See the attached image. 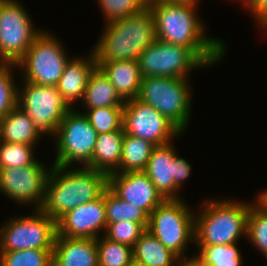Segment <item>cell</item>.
I'll return each mask as SVG.
<instances>
[{"label": "cell", "mask_w": 267, "mask_h": 266, "mask_svg": "<svg viewBox=\"0 0 267 266\" xmlns=\"http://www.w3.org/2000/svg\"><path fill=\"white\" fill-rule=\"evenodd\" d=\"M98 266H129L133 260V247L114 242L104 235L96 239Z\"/></svg>", "instance_id": "cell-29"}, {"label": "cell", "mask_w": 267, "mask_h": 266, "mask_svg": "<svg viewBox=\"0 0 267 266\" xmlns=\"http://www.w3.org/2000/svg\"><path fill=\"white\" fill-rule=\"evenodd\" d=\"M154 147L147 140L124 134L120 165L115 172H144Z\"/></svg>", "instance_id": "cell-25"}, {"label": "cell", "mask_w": 267, "mask_h": 266, "mask_svg": "<svg viewBox=\"0 0 267 266\" xmlns=\"http://www.w3.org/2000/svg\"><path fill=\"white\" fill-rule=\"evenodd\" d=\"M43 135L19 106L0 119V141L35 146Z\"/></svg>", "instance_id": "cell-21"}, {"label": "cell", "mask_w": 267, "mask_h": 266, "mask_svg": "<svg viewBox=\"0 0 267 266\" xmlns=\"http://www.w3.org/2000/svg\"><path fill=\"white\" fill-rule=\"evenodd\" d=\"M250 203L219 198L205 200L200 205L202 209L195 213L194 244L208 246L238 243L241 236H247V218L254 201Z\"/></svg>", "instance_id": "cell-4"}, {"label": "cell", "mask_w": 267, "mask_h": 266, "mask_svg": "<svg viewBox=\"0 0 267 266\" xmlns=\"http://www.w3.org/2000/svg\"><path fill=\"white\" fill-rule=\"evenodd\" d=\"M254 17L255 22L259 25L267 17V0H242Z\"/></svg>", "instance_id": "cell-37"}, {"label": "cell", "mask_w": 267, "mask_h": 266, "mask_svg": "<svg viewBox=\"0 0 267 266\" xmlns=\"http://www.w3.org/2000/svg\"><path fill=\"white\" fill-rule=\"evenodd\" d=\"M183 199H166L149 215L147 231L180 258L195 242V213Z\"/></svg>", "instance_id": "cell-6"}, {"label": "cell", "mask_w": 267, "mask_h": 266, "mask_svg": "<svg viewBox=\"0 0 267 266\" xmlns=\"http://www.w3.org/2000/svg\"><path fill=\"white\" fill-rule=\"evenodd\" d=\"M62 44L57 37L42 31L17 63V68L24 73L23 81L57 86L70 60Z\"/></svg>", "instance_id": "cell-7"}, {"label": "cell", "mask_w": 267, "mask_h": 266, "mask_svg": "<svg viewBox=\"0 0 267 266\" xmlns=\"http://www.w3.org/2000/svg\"><path fill=\"white\" fill-rule=\"evenodd\" d=\"M133 259L147 266H178L180 257L146 230L133 246Z\"/></svg>", "instance_id": "cell-24"}, {"label": "cell", "mask_w": 267, "mask_h": 266, "mask_svg": "<svg viewBox=\"0 0 267 266\" xmlns=\"http://www.w3.org/2000/svg\"><path fill=\"white\" fill-rule=\"evenodd\" d=\"M96 64L124 101L137 98L143 79L138 61H96Z\"/></svg>", "instance_id": "cell-20"}, {"label": "cell", "mask_w": 267, "mask_h": 266, "mask_svg": "<svg viewBox=\"0 0 267 266\" xmlns=\"http://www.w3.org/2000/svg\"><path fill=\"white\" fill-rule=\"evenodd\" d=\"M36 146L0 141V169L31 165L35 160Z\"/></svg>", "instance_id": "cell-32"}, {"label": "cell", "mask_w": 267, "mask_h": 266, "mask_svg": "<svg viewBox=\"0 0 267 266\" xmlns=\"http://www.w3.org/2000/svg\"><path fill=\"white\" fill-rule=\"evenodd\" d=\"M85 109L124 107L125 101L117 93L104 73L96 67L90 74L82 100Z\"/></svg>", "instance_id": "cell-23"}, {"label": "cell", "mask_w": 267, "mask_h": 266, "mask_svg": "<svg viewBox=\"0 0 267 266\" xmlns=\"http://www.w3.org/2000/svg\"><path fill=\"white\" fill-rule=\"evenodd\" d=\"M199 2L149 0L148 8L155 20L158 40L191 48L208 66L224 56L223 40L206 36L205 25L199 19L196 6Z\"/></svg>", "instance_id": "cell-1"}, {"label": "cell", "mask_w": 267, "mask_h": 266, "mask_svg": "<svg viewBox=\"0 0 267 266\" xmlns=\"http://www.w3.org/2000/svg\"><path fill=\"white\" fill-rule=\"evenodd\" d=\"M124 131L98 134L91 160L84 166L106 173H114L120 165Z\"/></svg>", "instance_id": "cell-22"}, {"label": "cell", "mask_w": 267, "mask_h": 266, "mask_svg": "<svg viewBox=\"0 0 267 266\" xmlns=\"http://www.w3.org/2000/svg\"><path fill=\"white\" fill-rule=\"evenodd\" d=\"M5 63L0 59V68L4 65Z\"/></svg>", "instance_id": "cell-43"}, {"label": "cell", "mask_w": 267, "mask_h": 266, "mask_svg": "<svg viewBox=\"0 0 267 266\" xmlns=\"http://www.w3.org/2000/svg\"><path fill=\"white\" fill-rule=\"evenodd\" d=\"M84 115L98 134L123 131V107L88 109Z\"/></svg>", "instance_id": "cell-30"}, {"label": "cell", "mask_w": 267, "mask_h": 266, "mask_svg": "<svg viewBox=\"0 0 267 266\" xmlns=\"http://www.w3.org/2000/svg\"><path fill=\"white\" fill-rule=\"evenodd\" d=\"M147 227L148 223H135L132 221L107 223L104 236L111 241L133 247L140 236L147 230Z\"/></svg>", "instance_id": "cell-34"}, {"label": "cell", "mask_w": 267, "mask_h": 266, "mask_svg": "<svg viewBox=\"0 0 267 266\" xmlns=\"http://www.w3.org/2000/svg\"><path fill=\"white\" fill-rule=\"evenodd\" d=\"M188 81L185 78L143 77L137 99L151 105L183 133L189 124L192 107Z\"/></svg>", "instance_id": "cell-5"}, {"label": "cell", "mask_w": 267, "mask_h": 266, "mask_svg": "<svg viewBox=\"0 0 267 266\" xmlns=\"http://www.w3.org/2000/svg\"><path fill=\"white\" fill-rule=\"evenodd\" d=\"M17 64H4L0 68V119L17 106L18 86L12 76Z\"/></svg>", "instance_id": "cell-35"}, {"label": "cell", "mask_w": 267, "mask_h": 266, "mask_svg": "<svg viewBox=\"0 0 267 266\" xmlns=\"http://www.w3.org/2000/svg\"><path fill=\"white\" fill-rule=\"evenodd\" d=\"M30 18L20 1L0 0V59L5 64H17L43 31Z\"/></svg>", "instance_id": "cell-10"}, {"label": "cell", "mask_w": 267, "mask_h": 266, "mask_svg": "<svg viewBox=\"0 0 267 266\" xmlns=\"http://www.w3.org/2000/svg\"><path fill=\"white\" fill-rule=\"evenodd\" d=\"M201 0H193V2H199L200 3Z\"/></svg>", "instance_id": "cell-44"}, {"label": "cell", "mask_w": 267, "mask_h": 266, "mask_svg": "<svg viewBox=\"0 0 267 266\" xmlns=\"http://www.w3.org/2000/svg\"><path fill=\"white\" fill-rule=\"evenodd\" d=\"M157 40L155 20L149 8L105 24L93 47L96 61L134 60Z\"/></svg>", "instance_id": "cell-3"}, {"label": "cell", "mask_w": 267, "mask_h": 266, "mask_svg": "<svg viewBox=\"0 0 267 266\" xmlns=\"http://www.w3.org/2000/svg\"><path fill=\"white\" fill-rule=\"evenodd\" d=\"M54 137L57 140L56 158L52 165L82 164L83 167L91 160L98 133L84 113L77 112L73 107L63 118Z\"/></svg>", "instance_id": "cell-8"}, {"label": "cell", "mask_w": 267, "mask_h": 266, "mask_svg": "<svg viewBox=\"0 0 267 266\" xmlns=\"http://www.w3.org/2000/svg\"><path fill=\"white\" fill-rule=\"evenodd\" d=\"M56 227L57 236L97 239L104 235L107 228L104 193L67 212L56 222Z\"/></svg>", "instance_id": "cell-15"}, {"label": "cell", "mask_w": 267, "mask_h": 266, "mask_svg": "<svg viewBox=\"0 0 267 266\" xmlns=\"http://www.w3.org/2000/svg\"><path fill=\"white\" fill-rule=\"evenodd\" d=\"M53 250L29 249L0 252V266H52Z\"/></svg>", "instance_id": "cell-31"}, {"label": "cell", "mask_w": 267, "mask_h": 266, "mask_svg": "<svg viewBox=\"0 0 267 266\" xmlns=\"http://www.w3.org/2000/svg\"><path fill=\"white\" fill-rule=\"evenodd\" d=\"M261 29L265 30V33L267 32V17L258 25Z\"/></svg>", "instance_id": "cell-40"}, {"label": "cell", "mask_w": 267, "mask_h": 266, "mask_svg": "<svg viewBox=\"0 0 267 266\" xmlns=\"http://www.w3.org/2000/svg\"><path fill=\"white\" fill-rule=\"evenodd\" d=\"M0 226V252L29 249L53 250L56 221L35 209L33 215L8 219Z\"/></svg>", "instance_id": "cell-9"}, {"label": "cell", "mask_w": 267, "mask_h": 266, "mask_svg": "<svg viewBox=\"0 0 267 266\" xmlns=\"http://www.w3.org/2000/svg\"><path fill=\"white\" fill-rule=\"evenodd\" d=\"M122 128L124 134L147 140L155 146L168 144L182 133L160 112L137 98L125 101Z\"/></svg>", "instance_id": "cell-13"}, {"label": "cell", "mask_w": 267, "mask_h": 266, "mask_svg": "<svg viewBox=\"0 0 267 266\" xmlns=\"http://www.w3.org/2000/svg\"><path fill=\"white\" fill-rule=\"evenodd\" d=\"M108 188L121 200L139 207L148 215L165 200L144 172L111 173Z\"/></svg>", "instance_id": "cell-16"}, {"label": "cell", "mask_w": 267, "mask_h": 266, "mask_svg": "<svg viewBox=\"0 0 267 266\" xmlns=\"http://www.w3.org/2000/svg\"><path fill=\"white\" fill-rule=\"evenodd\" d=\"M129 266H147V265L146 264H143V263H140V262H138V261H136V260L133 259L130 262Z\"/></svg>", "instance_id": "cell-41"}, {"label": "cell", "mask_w": 267, "mask_h": 266, "mask_svg": "<svg viewBox=\"0 0 267 266\" xmlns=\"http://www.w3.org/2000/svg\"><path fill=\"white\" fill-rule=\"evenodd\" d=\"M37 159L23 167L0 169V192L18 204L31 203L37 209L51 169Z\"/></svg>", "instance_id": "cell-14"}, {"label": "cell", "mask_w": 267, "mask_h": 266, "mask_svg": "<svg viewBox=\"0 0 267 266\" xmlns=\"http://www.w3.org/2000/svg\"><path fill=\"white\" fill-rule=\"evenodd\" d=\"M237 243L198 247L197 258L207 266H242V256Z\"/></svg>", "instance_id": "cell-27"}, {"label": "cell", "mask_w": 267, "mask_h": 266, "mask_svg": "<svg viewBox=\"0 0 267 266\" xmlns=\"http://www.w3.org/2000/svg\"><path fill=\"white\" fill-rule=\"evenodd\" d=\"M89 55L87 58H70L57 84L58 91L71 108L73 102L83 100L89 76L97 67L94 51L91 50Z\"/></svg>", "instance_id": "cell-19"}, {"label": "cell", "mask_w": 267, "mask_h": 266, "mask_svg": "<svg viewBox=\"0 0 267 266\" xmlns=\"http://www.w3.org/2000/svg\"><path fill=\"white\" fill-rule=\"evenodd\" d=\"M192 171L191 164L184 158L178 156V153L175 155V199H182L177 193L181 189L184 180H186Z\"/></svg>", "instance_id": "cell-36"}, {"label": "cell", "mask_w": 267, "mask_h": 266, "mask_svg": "<svg viewBox=\"0 0 267 266\" xmlns=\"http://www.w3.org/2000/svg\"><path fill=\"white\" fill-rule=\"evenodd\" d=\"M142 77L185 78L190 71L209 67L191 48L156 40L138 58Z\"/></svg>", "instance_id": "cell-12"}, {"label": "cell", "mask_w": 267, "mask_h": 266, "mask_svg": "<svg viewBox=\"0 0 267 266\" xmlns=\"http://www.w3.org/2000/svg\"><path fill=\"white\" fill-rule=\"evenodd\" d=\"M107 188L106 173L84 166L53 165L37 210L57 222L72 209L101 196Z\"/></svg>", "instance_id": "cell-2"}, {"label": "cell", "mask_w": 267, "mask_h": 266, "mask_svg": "<svg viewBox=\"0 0 267 266\" xmlns=\"http://www.w3.org/2000/svg\"><path fill=\"white\" fill-rule=\"evenodd\" d=\"M172 142L155 146L144 173L149 177L157 191L166 199H175V155Z\"/></svg>", "instance_id": "cell-17"}, {"label": "cell", "mask_w": 267, "mask_h": 266, "mask_svg": "<svg viewBox=\"0 0 267 266\" xmlns=\"http://www.w3.org/2000/svg\"><path fill=\"white\" fill-rule=\"evenodd\" d=\"M178 266H207V265L202 263L195 255L191 258L188 257L180 258Z\"/></svg>", "instance_id": "cell-38"}, {"label": "cell", "mask_w": 267, "mask_h": 266, "mask_svg": "<svg viewBox=\"0 0 267 266\" xmlns=\"http://www.w3.org/2000/svg\"><path fill=\"white\" fill-rule=\"evenodd\" d=\"M104 205L107 223L119 221L149 222V215L144 210L121 200L109 188L104 191Z\"/></svg>", "instance_id": "cell-26"}, {"label": "cell", "mask_w": 267, "mask_h": 266, "mask_svg": "<svg viewBox=\"0 0 267 266\" xmlns=\"http://www.w3.org/2000/svg\"><path fill=\"white\" fill-rule=\"evenodd\" d=\"M18 87L17 106L34 121L42 135H55L67 112L71 109L57 86L37 85L24 81Z\"/></svg>", "instance_id": "cell-11"}, {"label": "cell", "mask_w": 267, "mask_h": 266, "mask_svg": "<svg viewBox=\"0 0 267 266\" xmlns=\"http://www.w3.org/2000/svg\"><path fill=\"white\" fill-rule=\"evenodd\" d=\"M52 266H98L96 239L56 235Z\"/></svg>", "instance_id": "cell-18"}, {"label": "cell", "mask_w": 267, "mask_h": 266, "mask_svg": "<svg viewBox=\"0 0 267 266\" xmlns=\"http://www.w3.org/2000/svg\"><path fill=\"white\" fill-rule=\"evenodd\" d=\"M257 201L265 208L267 209V190L261 192L258 197Z\"/></svg>", "instance_id": "cell-39"}, {"label": "cell", "mask_w": 267, "mask_h": 266, "mask_svg": "<svg viewBox=\"0 0 267 266\" xmlns=\"http://www.w3.org/2000/svg\"><path fill=\"white\" fill-rule=\"evenodd\" d=\"M158 1L193 2V0H158Z\"/></svg>", "instance_id": "cell-42"}, {"label": "cell", "mask_w": 267, "mask_h": 266, "mask_svg": "<svg viewBox=\"0 0 267 266\" xmlns=\"http://www.w3.org/2000/svg\"><path fill=\"white\" fill-rule=\"evenodd\" d=\"M149 0H98L105 24L138 14L148 8Z\"/></svg>", "instance_id": "cell-33"}, {"label": "cell", "mask_w": 267, "mask_h": 266, "mask_svg": "<svg viewBox=\"0 0 267 266\" xmlns=\"http://www.w3.org/2000/svg\"><path fill=\"white\" fill-rule=\"evenodd\" d=\"M246 238L267 259V209L257 200L252 203L248 214Z\"/></svg>", "instance_id": "cell-28"}]
</instances>
